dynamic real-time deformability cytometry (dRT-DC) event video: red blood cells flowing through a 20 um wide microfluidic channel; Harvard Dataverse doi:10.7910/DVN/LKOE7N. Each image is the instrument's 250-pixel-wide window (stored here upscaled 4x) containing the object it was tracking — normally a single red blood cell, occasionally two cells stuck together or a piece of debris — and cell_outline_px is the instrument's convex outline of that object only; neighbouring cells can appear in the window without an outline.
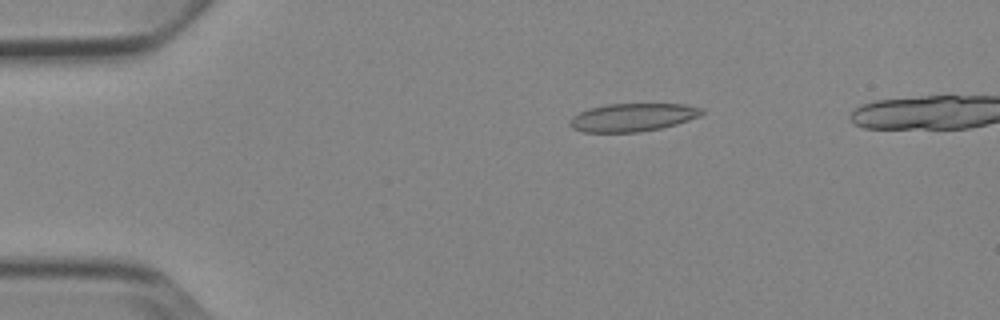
{"species": "Egyptian fruit bat (a non-hibernating species)", "species_latin": "Rousettus aegyptiacus", "temperature_condition": "cold", "stored_images_in_passage": 5, "camera_frame_rate_fps": 3000, "um_per_image_px": 0.085, "animal": {"sex": "female"}, "frame": {"image": 1, "passage_image": 3, "time_ms": 2.333, "image_size_px": [1000, 320], "cell_outline_px": [[704, 112], [700, 116], [676, 124], [660, 128], [640, 132], [584, 132], [572, 128], [568, 124], [568, 120], [572, 116], [588, 108], [608, 104], [684, 104], [704, 108]], "centroid_in_image_um": [53.76, 9.97], "position_along_channel_um": 31.2, "area_um2": 21.68}}